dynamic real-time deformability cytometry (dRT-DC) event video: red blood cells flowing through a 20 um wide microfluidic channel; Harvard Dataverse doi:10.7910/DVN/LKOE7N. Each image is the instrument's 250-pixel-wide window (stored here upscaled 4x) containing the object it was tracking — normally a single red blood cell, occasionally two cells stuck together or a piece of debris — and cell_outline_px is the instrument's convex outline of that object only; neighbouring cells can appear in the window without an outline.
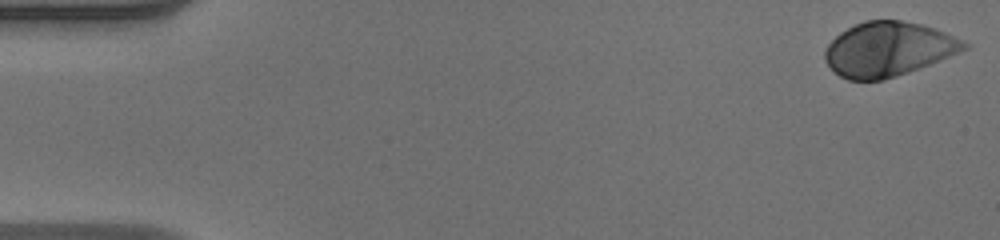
{"species": "human", "species_latin": "Homo sapiens", "temperature_condition": "warm", "stored_images_in_passage": 45, "camera_frame_rate_fps": 3000, "um_per_image_px": 0.085, "donor": {"sex": "male"}, "frame": {"image": 1, "passage_image": 1, "time_ms": 0.0, "image_size_px": [1000, 240], "cell_outline_px": [[972, 44], [968, 48], [908, 72], [884, 80], [848, 80], [840, 76], [824, 60], [824, 52], [828, 44], [840, 32], [864, 20], [900, 20], [920, 24], [944, 32]], "centroid_in_image_um": [75.48, 4.17], "position_along_channel_um": 9.5, "area_um2": 43.58}}
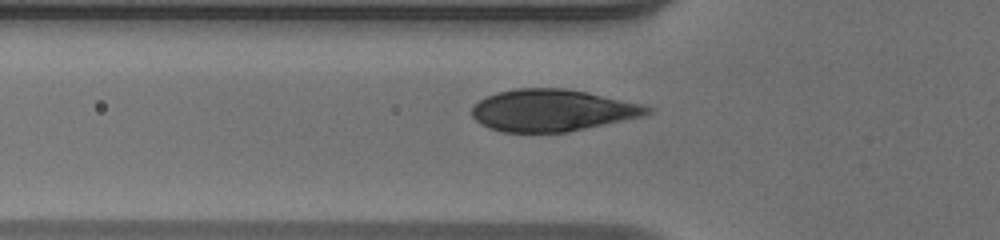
{"frame": {"image": 2, "passage_image": 17, "time_ms": 5.333, "image_size_px": [1000, 240], "cell_outline_px": [[656, 112], [644, 116], [568, 132], [504, 132], [488, 128], [480, 124], [472, 116], [472, 104], [496, 92], [516, 88], [564, 88], [588, 92], [644, 104], [656, 108]], "centroid_in_image_um": [46.99, 9.37], "position_along_channel_um": 78.8, "area_um2": 43.29}}
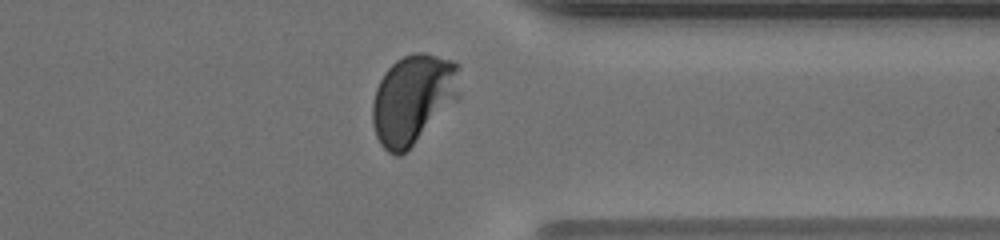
{"frame": {"image": 3, "passage_image": 39, "time_ms": 12.667, "image_size_px": [1000, 240], "cell_outline_px": [[460, 96], [400, 156], [396, 156], [388, 152], [380, 144], [376, 136], [372, 124], [372, 104], [376, 88], [384, 72], [396, 60], [404, 56], [416, 52], [424, 52], [452, 60], [460, 64]], "centroid_in_image_um": [35.1, 8.38], "position_along_channel_um": 376.3, "area_um2": 45.32}}